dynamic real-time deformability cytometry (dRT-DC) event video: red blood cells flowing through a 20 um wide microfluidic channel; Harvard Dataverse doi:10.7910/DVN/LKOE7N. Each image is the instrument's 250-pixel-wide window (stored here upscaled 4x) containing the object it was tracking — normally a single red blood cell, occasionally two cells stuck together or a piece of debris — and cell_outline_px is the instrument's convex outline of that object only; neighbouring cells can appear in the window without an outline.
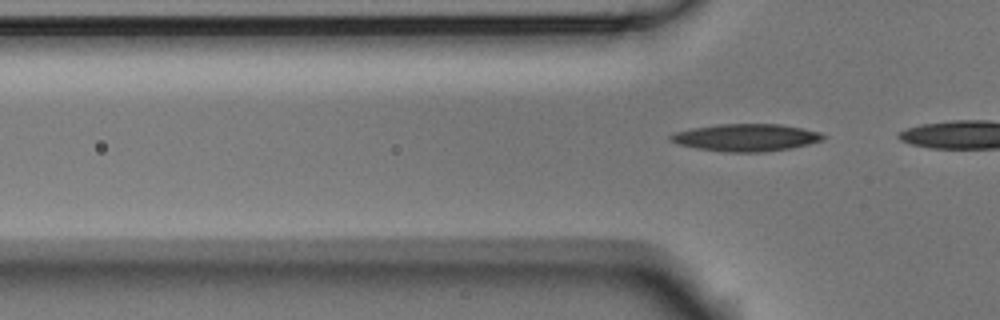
{"species": "Egyptian fruit bat (a non-hibernating species)", "species_latin": "Rousettus aegyptiacus", "temperature_condition": "room temperature", "stored_images_in_passage": 3, "camera_frame_rate_fps": 3000, "um_per_image_px": 0.085, "animal": {"sex": "male"}, "frame": {"image": 1, "passage_image": 3, "time_ms": 0.667, "image_size_px": [1000, 320], "cell_outline_px": [[824, 140], [808, 144], [788, 148], [764, 152], [724, 152], [696, 148], [676, 144], [668, 140], [668, 136], [676, 132], [692, 128], [720, 124], [780, 124], [820, 132], [824, 136]], "centroid_in_image_um": [63.36, 11.69], "position_along_channel_um": 62.4, "area_um2": 24.22}}